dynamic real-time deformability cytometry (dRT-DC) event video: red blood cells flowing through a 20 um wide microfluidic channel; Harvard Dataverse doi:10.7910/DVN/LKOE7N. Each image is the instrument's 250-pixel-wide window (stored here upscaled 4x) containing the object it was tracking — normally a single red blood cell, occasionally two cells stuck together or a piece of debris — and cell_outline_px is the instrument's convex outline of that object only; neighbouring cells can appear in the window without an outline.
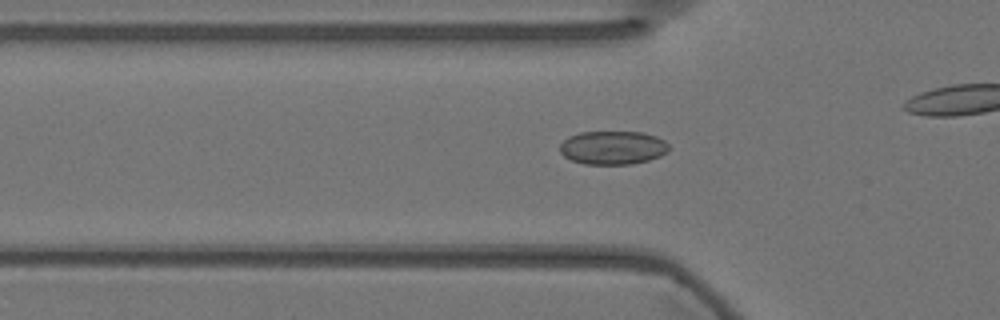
{"species": "Egyptian fruit bat (a non-hibernating species)", "species_latin": "Rousettus aegyptiacus", "temperature_condition": "warm", "stored_images_in_passage": 36, "camera_frame_rate_fps": 3000, "um_per_image_px": 0.085, "animal": {"sex": "female"}, "frame": {"image": 1, "passage_image": 10, "time_ms": 3.0, "image_size_px": [1000, 320], "cell_outline_px": [[668, 152], [660, 156], [648, 160], [632, 164], [584, 164], [572, 160], [564, 156], [560, 152], [560, 144], [568, 136], [580, 132], [644, 132], [656, 136], [664, 140], [668, 144]], "centroid_in_image_um": [52.09, 12.55], "position_along_channel_um": 73.7, "area_um2": 21.39}}
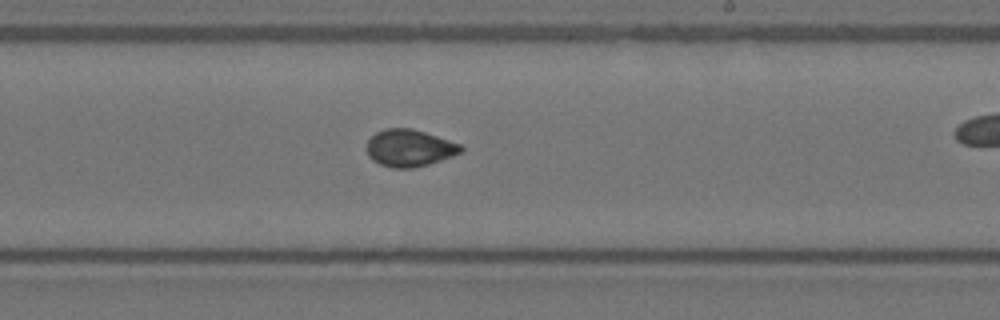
{"frame": {"image": 2, "passage_image": 25, "time_ms": 8.0, "image_size_px": [1000, 320], "cell_outline_px": [[464, 148], [460, 152], [452, 156], [428, 164], [412, 168], [392, 168], [380, 164], [372, 160], [368, 156], [364, 148], [368, 140], [376, 132], [384, 128], [412, 128], [460, 144]], "centroid_in_image_um": [34.74, 12.58], "position_along_channel_um": 254.3, "area_um2": 20.35}}
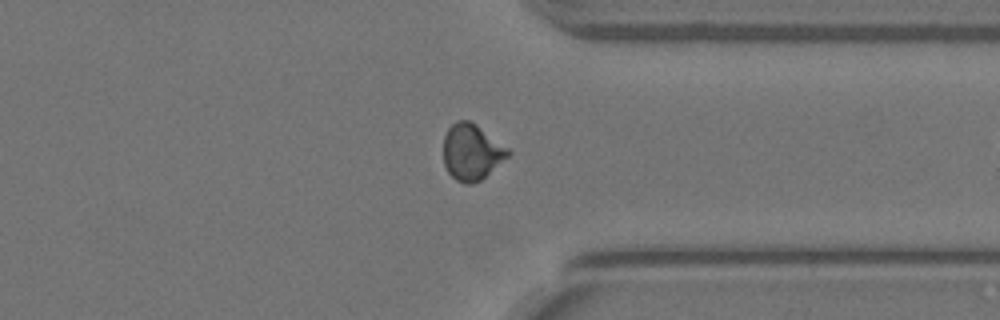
{"frame": {"image": 3, "passage_image": 35, "time_ms": 11.333, "image_size_px": [1000, 320], "cell_outline_px": [[512, 152], [508, 156], [480, 180], [472, 184], [464, 184], [456, 180], [448, 172], [444, 164], [444, 136], [448, 128], [456, 120], [468, 120], [476, 124], [508, 148]], "centroid_in_image_um": [40.07, 12.91], "position_along_channel_um": 371.3, "area_um2": 20.92}}